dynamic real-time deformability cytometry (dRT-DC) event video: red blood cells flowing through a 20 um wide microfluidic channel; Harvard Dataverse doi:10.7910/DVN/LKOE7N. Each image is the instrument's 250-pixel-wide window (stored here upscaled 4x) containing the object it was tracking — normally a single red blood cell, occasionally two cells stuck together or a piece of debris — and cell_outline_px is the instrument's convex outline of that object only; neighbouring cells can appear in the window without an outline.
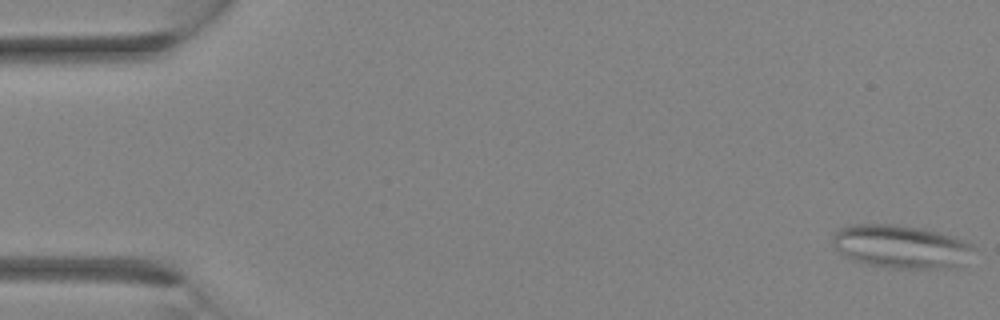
{"species": "Egyptian fruit bat (a non-hibernating species)", "species_latin": "Rousettus aegyptiacus", "temperature_condition": "room temperature", "stored_images_in_passage": 33, "camera_frame_rate_fps": 3000, "um_per_image_px": 0.085, "animal": {"sex": "female"}, "frame": {"image": 1, "passage_image": 1, "time_ms": 0.0, "image_size_px": [1000, 320], "cell_outline_px": [[976, 248], [960, 268], [888, 268], [868, 264], [852, 260], [840, 252], [832, 244], [832, 236], [840, 228], [848, 224], [892, 224], [924, 228], [952, 236], [964, 240], [972, 244]], "centroid_in_image_um": [76.61, 20.96], "position_along_channel_um": 8.4, "area_um2": 35.89}}
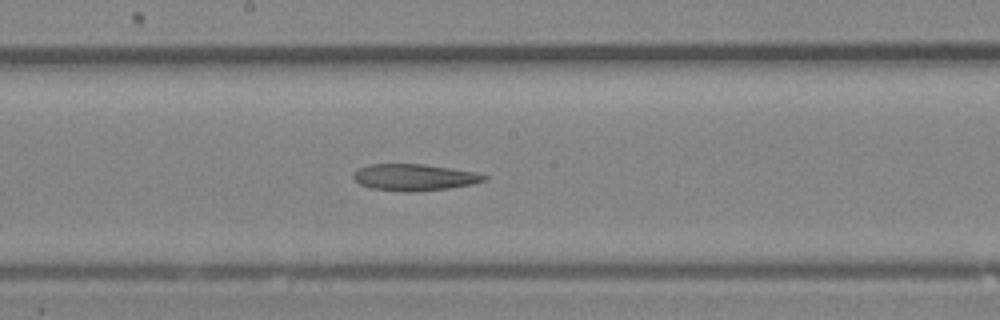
{"frame": {"image": 2, "passage_image": 18, "time_ms": 5.667, "image_size_px": [1000, 320], "cell_outline_px": [[488, 180], [472, 184], [448, 188], [416, 192], [404, 192], [372, 188], [360, 184], [352, 176], [352, 172], [356, 168], [368, 164], [424, 164], [476, 172], [488, 176]], "centroid_in_image_um": [35.2, 15.07], "position_along_channel_um": 213.0, "area_um2": 20.46}}
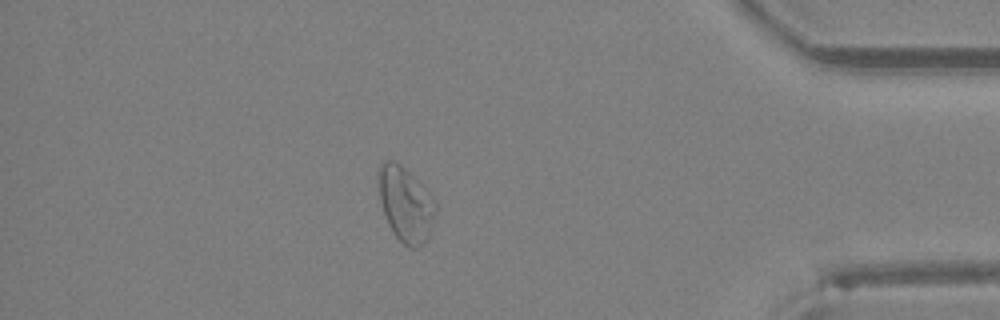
{"frame": {"image": 3, "passage_image": 29, "time_ms": 9.333, "image_size_px": [1000, 320], "cell_outline_px": [[436, 212], [428, 240], [416, 248], [412, 248], [404, 244], [392, 232], [384, 216], [380, 200], [376, 176], [376, 172], [380, 164], [384, 160], [396, 160], [436, 200]], "centroid_in_image_um": [34.45, 17.34], "position_along_channel_um": 400.8, "area_um2": 25.2}}